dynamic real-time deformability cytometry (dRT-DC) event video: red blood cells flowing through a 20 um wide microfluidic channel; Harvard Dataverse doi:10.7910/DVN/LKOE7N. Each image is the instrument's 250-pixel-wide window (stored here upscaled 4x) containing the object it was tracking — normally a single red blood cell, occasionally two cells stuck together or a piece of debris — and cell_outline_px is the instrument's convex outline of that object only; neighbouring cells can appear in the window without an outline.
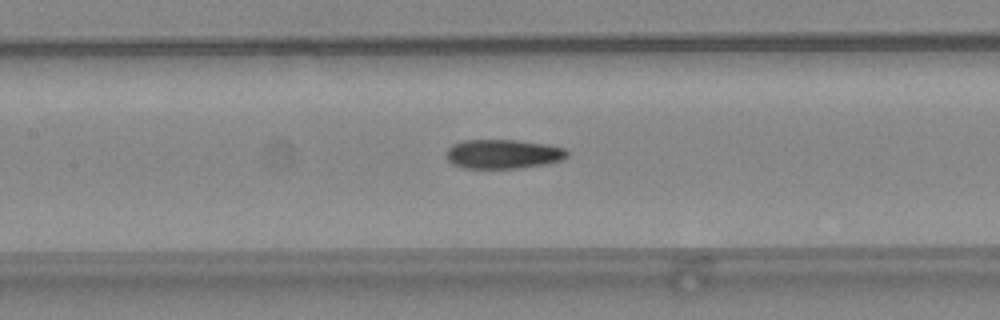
{"species": "common noctule bat (a hibernating species)", "species_latin": "Nyctalus noctula", "temperature_condition": "warm", "stored_images_in_passage": 36, "camera_frame_rate_fps": 3000, "um_per_image_px": 0.085, "animal": {"sex": "female", "body_mass_g": 24.6, "forearm_length_mm": 56.2}, "frame": {"image": 1, "passage_image": 11, "time_ms": 3.333, "image_size_px": [1000, 320], "cell_outline_px": [[568, 156], [560, 160], [544, 164], [516, 168], [464, 168], [452, 164], [448, 160], [448, 148], [452, 144], [464, 140], [516, 140], [548, 144], [564, 148], [568, 152]], "centroid_in_image_um": [42.76, 13.08], "position_along_channel_um": 164.6, "area_um2": 20.46}}
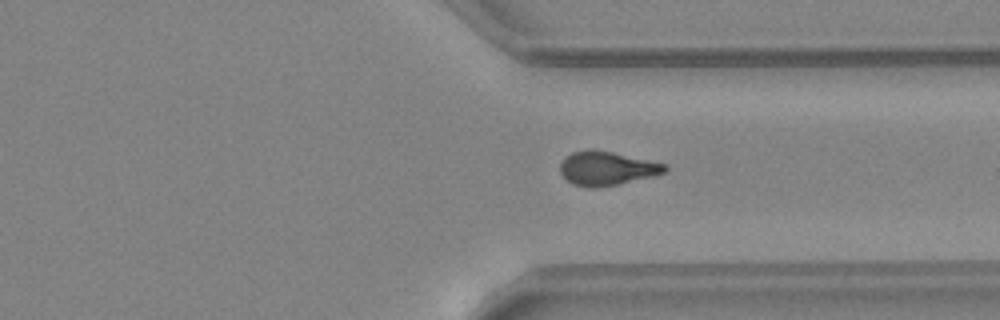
{"frame": {"image": 2, "passage_image": 25, "time_ms": 8.0, "image_size_px": [1000, 320], "cell_outline_px": [[668, 172], [652, 176], [616, 184], [596, 188], [588, 188], [572, 184], [560, 172], [560, 164], [564, 156], [572, 152], [588, 148], [592, 148], [612, 152], [668, 164]], "centroid_in_image_um": [51.57, 14.29], "position_along_channel_um": 359.8, "area_um2": 20.87}}
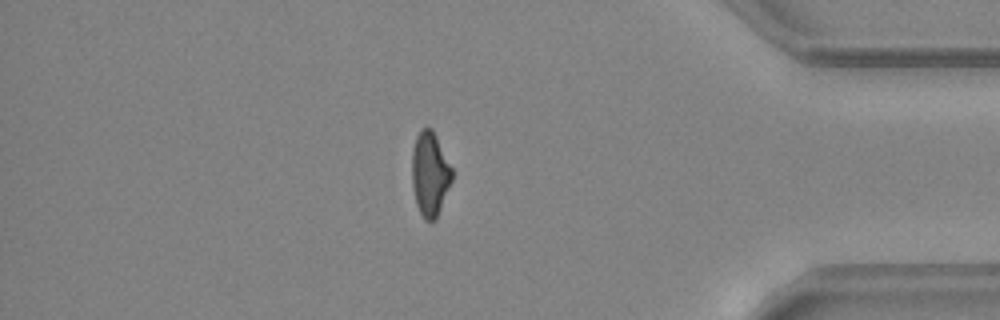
{"frame": {"image": 3, "passage_image": 30, "time_ms": 9.667, "image_size_px": [1000, 320], "cell_outline_px": [[452, 180], [436, 220], [424, 220], [416, 204], [412, 188], [412, 148], [416, 136], [420, 128], [432, 128], [452, 168]], "centroid_in_image_um": [36.53, 14.78], "position_along_channel_um": 398.7, "area_um2": 19.71}}